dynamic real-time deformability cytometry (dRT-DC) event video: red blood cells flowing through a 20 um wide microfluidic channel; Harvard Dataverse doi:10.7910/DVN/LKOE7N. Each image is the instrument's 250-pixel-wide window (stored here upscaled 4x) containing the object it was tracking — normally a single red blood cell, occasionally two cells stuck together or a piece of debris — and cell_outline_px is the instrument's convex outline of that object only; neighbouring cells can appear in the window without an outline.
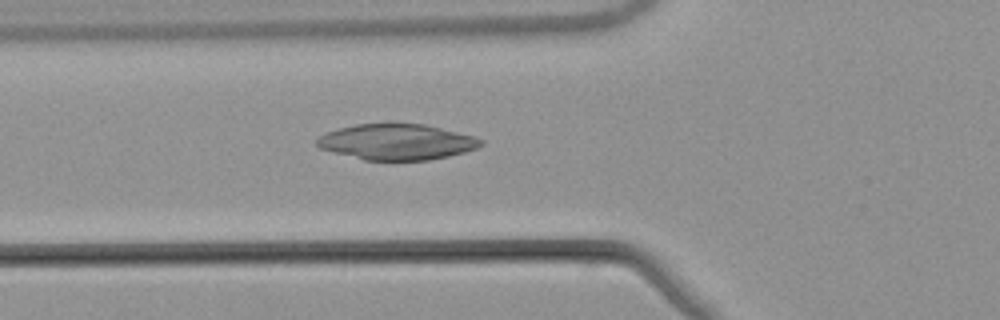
{"species": "common noctule bat (a hibernating species)", "species_latin": "Nyctalus noctula", "temperature_condition": "warm", "stored_images_in_passage": 39, "camera_frame_rate_fps": 3000, "um_per_image_px": 0.085, "animal": {"sex": "male", "body_mass_g": 21.5, "forearm_length_mm": 52.0}, "frame": {"image": 1, "passage_image": 6, "time_ms": 1.667, "image_size_px": [1000, 320], "cell_outline_px": [[484, 144], [476, 148], [464, 152], [448, 156], [428, 160], [364, 160], [320, 148], [316, 144], [316, 140], [320, 136], [328, 132], [340, 128], [356, 124], [388, 120], [392, 120], [424, 124], [472, 136], [484, 140]], "centroid_in_image_um": [33.71, 12.02], "position_along_channel_um": 92.1, "area_um2": 34.74}}
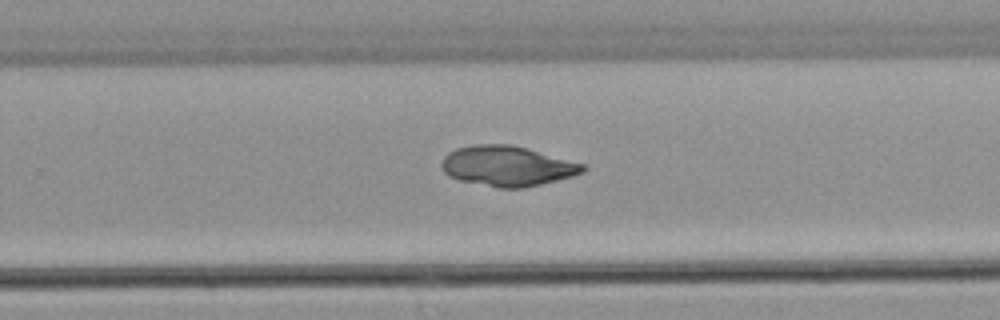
{"frame": {"image": 2, "passage_image": 21, "time_ms": 6.667, "image_size_px": [1000, 320], "cell_outline_px": [[588, 168], [584, 172], [572, 176], [524, 188], [500, 188], [460, 180], [448, 176], [444, 172], [440, 164], [444, 156], [448, 152], [456, 148], [476, 144], [512, 144], [584, 164]], "centroid_in_image_um": [43.1, 14.11], "position_along_channel_um": 286.7, "area_um2": 33.0}}
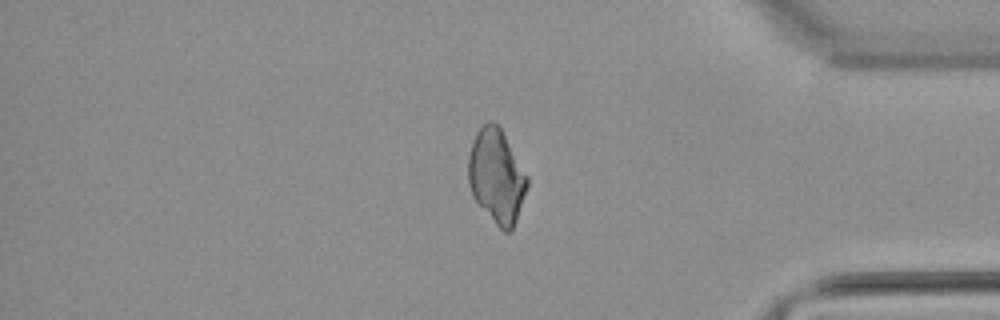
{"frame": {"image": 3, "passage_image": 31, "time_ms": 10.0, "image_size_px": [1000, 320], "cell_outline_px": [[528, 184], [516, 220], [512, 228], [508, 232], [504, 232], [496, 224], [472, 196], [468, 184], [468, 156], [476, 132], [488, 120], [492, 120], [500, 128], [528, 176]], "centroid_in_image_um": [42.19, 14.96], "position_along_channel_um": 393.0, "area_um2": 31.79}}